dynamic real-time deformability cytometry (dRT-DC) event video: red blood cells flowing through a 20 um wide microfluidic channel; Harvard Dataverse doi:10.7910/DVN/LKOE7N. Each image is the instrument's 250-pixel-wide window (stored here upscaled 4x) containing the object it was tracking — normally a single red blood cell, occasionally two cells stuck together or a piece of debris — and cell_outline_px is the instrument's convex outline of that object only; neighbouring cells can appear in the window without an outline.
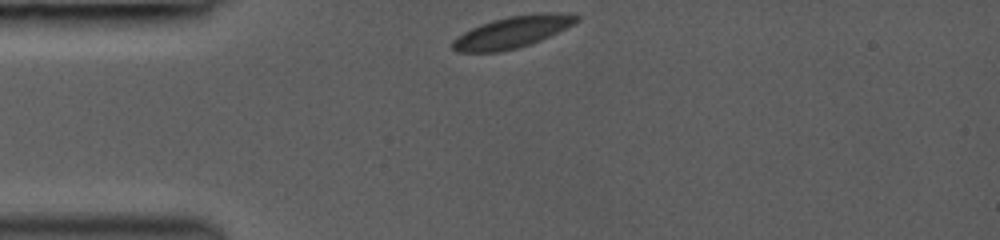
{"species": "common noctule bat (a hibernating species)", "species_latin": "Nyctalus noctula", "temperature_condition": "room temperature", "stored_images_in_passage": 6, "camera_frame_rate_fps": 3000, "um_per_image_px": 0.085, "animal": {"sex": "female", "body_mass_g": 19.0, "forearm_length_mm": 53.3}, "frame": {"image": 1, "passage_image": 1, "time_ms": 0.0, "image_size_px": [1000, 240], "cell_outline_px": [[580, 20], [540, 40], [516, 48], [500, 52], [456, 52], [452, 48], [452, 40], [456, 36], [472, 28], [492, 20], [508, 16], [536, 12], [552, 12], [580, 16]], "centroid_in_image_um": [43.5, 2.72], "position_along_channel_um": 41.5, "area_um2": 22.66}}
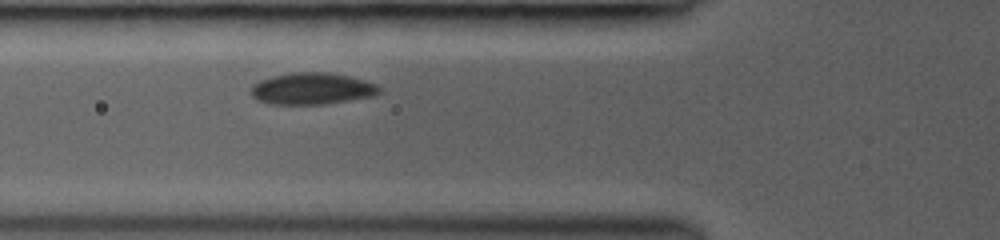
{"frame": {"image": 2, "passage_image": 4, "time_ms": 2.0, "image_size_px": [1000, 240], "cell_outline_px": [[380, 92], [372, 96], [324, 104], [268, 104], [256, 100], [252, 96], [252, 84], [260, 80], [272, 76], [292, 72], [328, 72], [348, 76], [364, 80], [376, 84], [380, 88]], "centroid_in_image_um": [26.48, 7.53], "position_along_channel_um": 99.3, "area_um2": 23.64}}
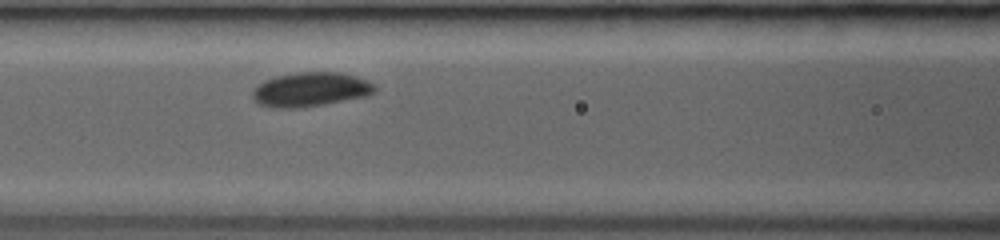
{"frame": {"image": 3, "passage_image": 6, "time_ms": 3.0, "image_size_px": [1000, 240], "cell_outline_px": [[376, 92], [368, 96], [324, 104], [300, 108], [272, 108], [260, 104], [252, 96], [252, 88], [264, 80], [276, 76], [296, 72], [340, 72], [356, 76], [368, 80], [376, 88]], "centroid_in_image_um": [26.39, 7.6], "position_along_channel_um": 140.2, "area_um2": 24.62}}